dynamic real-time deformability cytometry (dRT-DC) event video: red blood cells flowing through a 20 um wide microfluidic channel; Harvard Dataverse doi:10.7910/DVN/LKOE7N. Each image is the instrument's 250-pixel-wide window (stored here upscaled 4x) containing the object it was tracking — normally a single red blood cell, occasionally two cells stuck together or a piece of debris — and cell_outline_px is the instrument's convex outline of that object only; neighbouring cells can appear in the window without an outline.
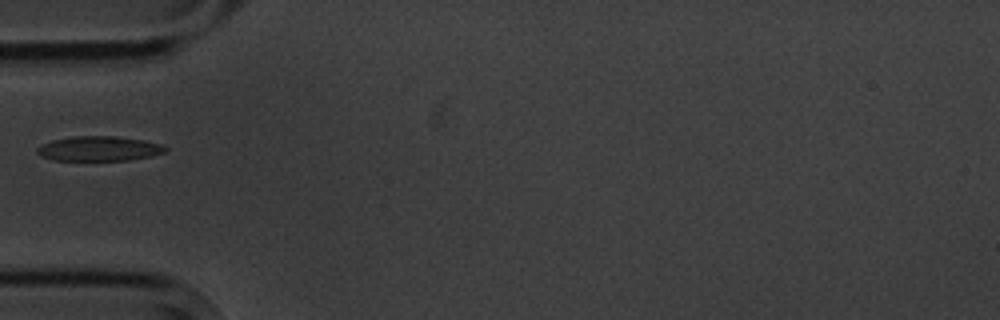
{"species": "common noctule bat (a hibernating species)", "species_latin": "Nyctalus noctula", "temperature_condition": "cold", "stored_images_in_passage": 15, "camera_frame_rate_fps": 3000, "um_per_image_px": 0.085, "animal": {"sex": "male", "body_mass_g": 20.1, "forearm_length_mm": 53.5}, "frame": {"image": 1, "passage_image": 5, "time_ms": 5.667, "image_size_px": [1000, 320], "cell_outline_px": [[168, 148], [164, 152], [152, 156], [128, 160], [52, 160], [40, 156], [36, 152], [36, 148], [52, 140], [72, 136], [116, 136], [144, 140], [164, 144]], "centroid_in_image_um": [8.43, 12.63], "position_along_channel_um": 76.6, "area_um2": 18.61}}
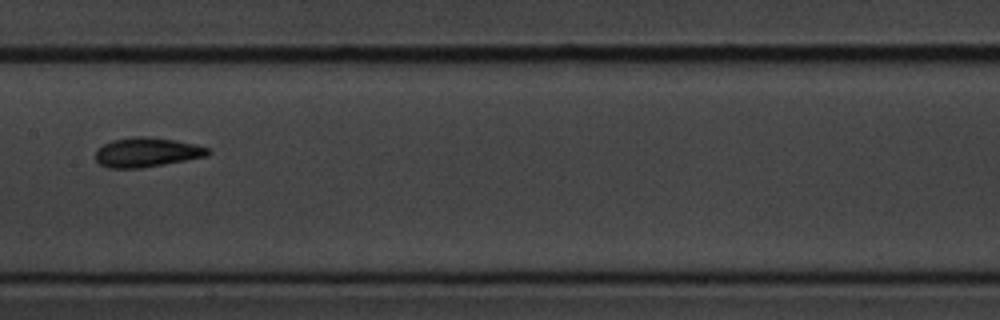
{"frame": {"image": 2, "passage_image": 8, "time_ms": 9.0, "image_size_px": [1000, 320], "cell_outline_px": [[212, 152], [208, 156], [164, 164], [140, 168], [108, 168], [100, 164], [96, 160], [96, 148], [112, 140], [136, 136], [148, 136], [176, 140], [196, 144], [208, 148]], "centroid_in_image_um": [12.49, 12.94], "position_along_channel_um": 194.9, "area_um2": 19.42}}
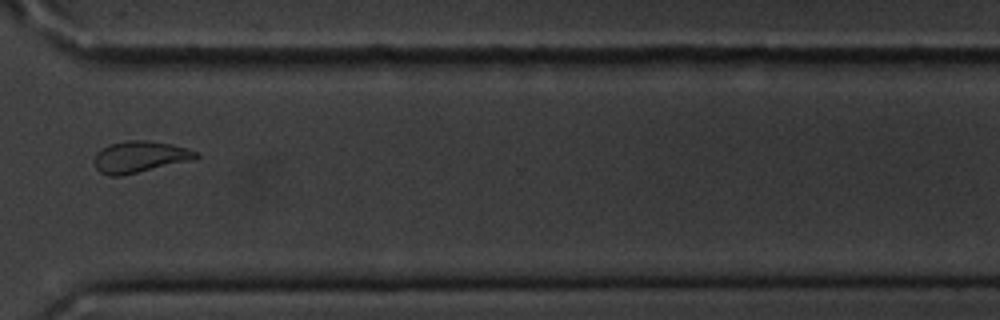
{"frame": {"image": 3, "passage_image": 12, "time_ms": 13.667, "image_size_px": [1000, 320], "cell_outline_px": [[200, 156], [196, 160], [120, 176], [108, 176], [100, 172], [96, 168], [96, 152], [100, 148], [108, 144], [128, 140], [148, 140], [172, 144], [188, 148], [200, 152]], "centroid_in_image_um": [11.95, 13.32], "position_along_channel_um": 358.6, "area_um2": 19.02}, "authors_computed_cell_mechanics": {"area_um2": 19.0162, "velocity_mm_per_s": 3.5252, "shape_relaxation_time_tau1_ms": 8.5089, "shape_relaxation_time_tau2_ms": 5.8532, "deformation_change_tau1": 0.207, "deformation_change_tau2": 0.104}}